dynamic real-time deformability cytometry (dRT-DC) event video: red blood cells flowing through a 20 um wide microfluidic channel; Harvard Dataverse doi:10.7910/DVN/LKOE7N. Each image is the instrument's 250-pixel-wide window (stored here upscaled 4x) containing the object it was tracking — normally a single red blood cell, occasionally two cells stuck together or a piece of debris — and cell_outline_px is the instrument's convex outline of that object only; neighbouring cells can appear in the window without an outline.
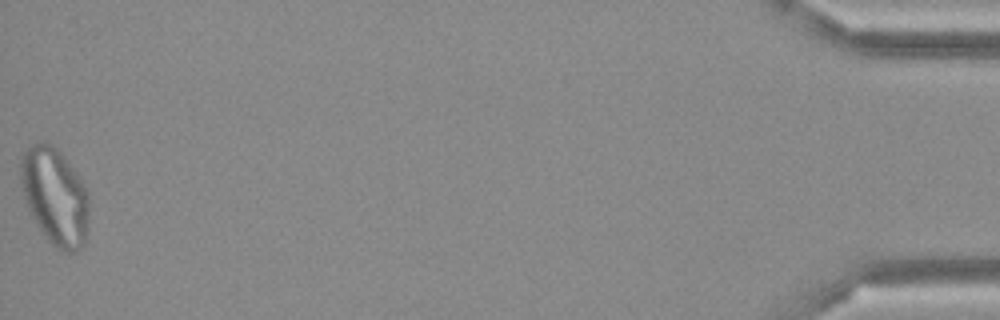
{"species": "Egyptian fruit bat (a non-hibernating species)", "species_latin": "Rousettus aegyptiacus", "temperature_condition": "cold", "stored_images_in_passage": 46, "camera_frame_rate_fps": 3000, "um_per_image_px": 0.085, "frame": {"image": 1, "passage_image": 46, "time_ms": 15.0, "image_size_px": [1000, 320], "cell_outline_px": [[88, 220], [84, 244], [76, 252], [68, 252], [56, 248], [48, 240], [36, 224], [28, 212], [24, 196], [20, 176], [20, 164], [24, 152], [32, 144], [40, 140], [44, 140], [52, 144], [60, 152], [80, 176], [88, 192]], "centroid_in_image_um": [4.66, 16.67], "position_along_channel_um": 430.5, "area_um2": 38.9}}